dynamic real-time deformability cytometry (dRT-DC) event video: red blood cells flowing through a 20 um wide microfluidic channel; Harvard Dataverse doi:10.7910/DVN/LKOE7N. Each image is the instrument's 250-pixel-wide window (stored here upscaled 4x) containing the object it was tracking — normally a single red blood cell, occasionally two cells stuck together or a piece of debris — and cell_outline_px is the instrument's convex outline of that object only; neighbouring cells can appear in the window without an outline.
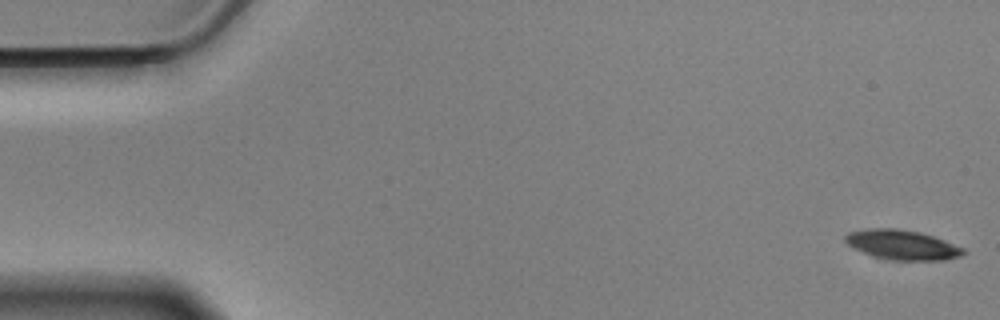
{"species": "Egyptian fruit bat (a non-hibernating species)", "species_latin": "Rousettus aegyptiacus", "temperature_condition": "cold", "stored_images_in_passage": 57, "camera_frame_rate_fps": 3000, "um_per_image_px": 0.085, "animal": {"sex": "male"}, "frame": {"image": 1, "passage_image": 1, "time_ms": 0.0, "image_size_px": [1000, 320], "cell_outline_px": [[968, 252], [960, 256], [944, 260], [892, 260], [872, 256], [852, 248], [844, 240], [844, 236], [848, 232], [864, 228], [896, 228], [920, 232], [944, 240], [964, 248]], "centroid_in_image_um": [76.65, 20.8], "position_along_channel_um": 8.3, "area_um2": 20.63}}
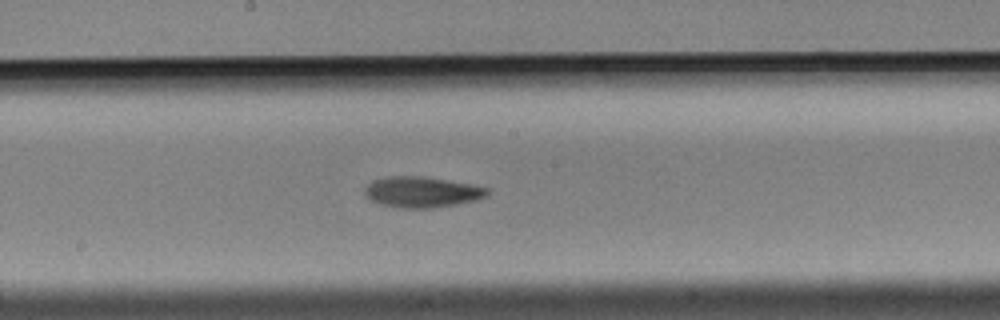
{"frame": {"image": 2, "passage_image": 30, "time_ms": 9.667, "image_size_px": [1000, 320], "cell_outline_px": [[488, 196], [476, 200], [456, 204], [432, 208], [400, 208], [380, 204], [364, 196], [364, 188], [372, 180], [388, 176], [424, 176], [472, 184], [488, 188]], "centroid_in_image_um": [35.84, 16.32], "position_along_channel_um": 212.4, "area_um2": 22.14}}
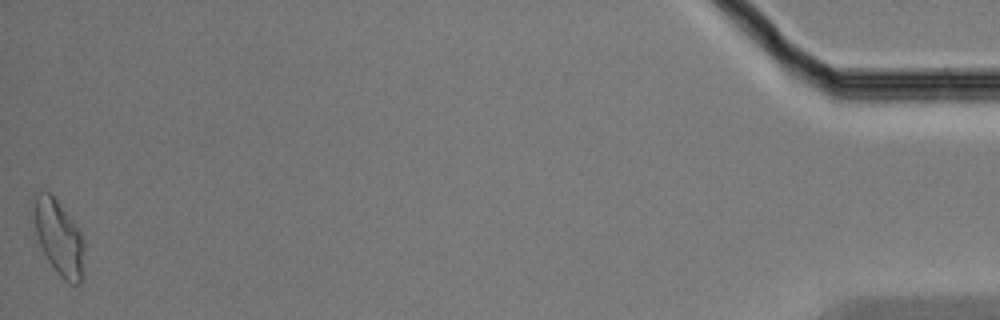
{"frame": {"image": 3, "passage_image": 57, "time_ms": 18.667, "image_size_px": [1000, 320], "cell_outline_px": [[84, 280], [80, 284], [72, 284], [64, 280], [56, 272], [48, 260], [40, 244], [36, 232], [36, 196], [40, 192], [48, 192], [56, 200], [72, 220], [80, 232], [84, 244]], "centroid_in_image_um": [5.09, 20.33], "position_along_channel_um": 430.1, "area_um2": 21.39}, "authors_computed_cell_mechanics": {"area_um2": 20.9236, "velocity_mm_per_s": 3.4986, "shape_relaxation_time_tau1_ms": 4.4812, "shape_relaxation_time_tau2_ms": 7.3256, "deformation_change_tau1": 0.1657, "deformation_change_tau2": 0.1505}}